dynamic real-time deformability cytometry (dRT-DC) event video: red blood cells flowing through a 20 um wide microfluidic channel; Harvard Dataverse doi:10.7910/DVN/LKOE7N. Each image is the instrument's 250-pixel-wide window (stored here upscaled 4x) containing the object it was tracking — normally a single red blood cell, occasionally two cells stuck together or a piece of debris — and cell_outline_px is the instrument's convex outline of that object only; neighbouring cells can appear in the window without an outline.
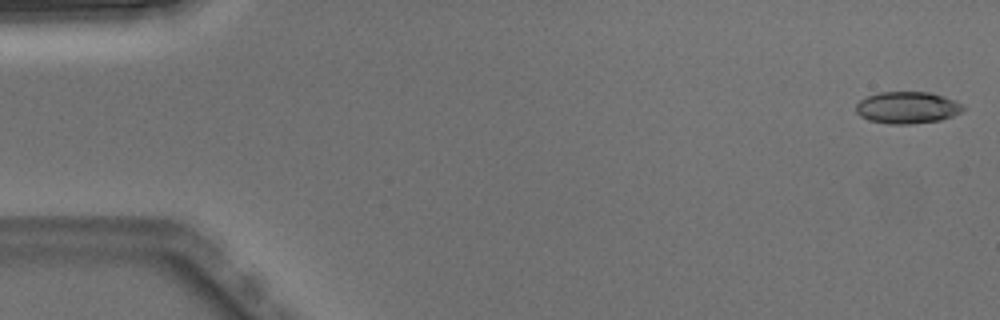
{"species": "Egyptian fruit bat (a non-hibernating species)", "species_latin": "Rousettus aegyptiacus", "temperature_condition": "warm", "stored_images_in_passage": 4, "camera_frame_rate_fps": 3000, "um_per_image_px": 0.085, "animal": {"sex": "male"}, "frame": {"image": 1, "passage_image": 1, "time_ms": 0.0, "image_size_px": [1000, 320], "cell_outline_px": [[964, 108], [960, 112], [952, 116], [940, 120], [912, 124], [888, 124], [868, 120], [860, 116], [856, 112], [856, 104], [860, 100], [868, 96], [880, 92], [928, 92], [944, 96], [956, 100], [964, 104]], "centroid_in_image_um": [77.12, 9.15], "position_along_channel_um": 7.9, "area_um2": 20.0}}